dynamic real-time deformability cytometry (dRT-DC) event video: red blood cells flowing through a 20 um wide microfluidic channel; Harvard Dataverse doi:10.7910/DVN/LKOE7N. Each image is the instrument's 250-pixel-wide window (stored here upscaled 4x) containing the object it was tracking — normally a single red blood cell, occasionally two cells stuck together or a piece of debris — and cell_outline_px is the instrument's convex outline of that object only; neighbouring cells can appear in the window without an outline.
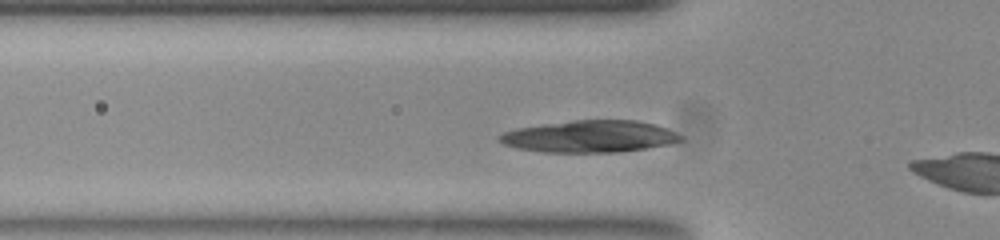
{"species": "common noctule bat (a hibernating species)", "species_latin": "Nyctalus noctula", "temperature_condition": "room temperature", "stored_images_in_passage": 11, "camera_frame_rate_fps": 3000, "um_per_image_px": 0.085, "animal": {"sex": "female", "body_mass_g": 23.0, "forearm_length_mm": 53.4}, "frame": {"image": 1, "passage_image": 2, "time_ms": 0.333, "image_size_px": [1000, 240], "cell_outline_px": [[680, 140], [668, 144], [620, 152], [544, 152], [516, 148], [504, 144], [496, 140], [496, 136], [504, 132], [516, 128], [576, 120], [636, 120], [656, 124], [676, 132], [680, 136]], "centroid_in_image_um": [50.07, 11.6], "position_along_channel_um": 75.7, "area_um2": 33.52}}
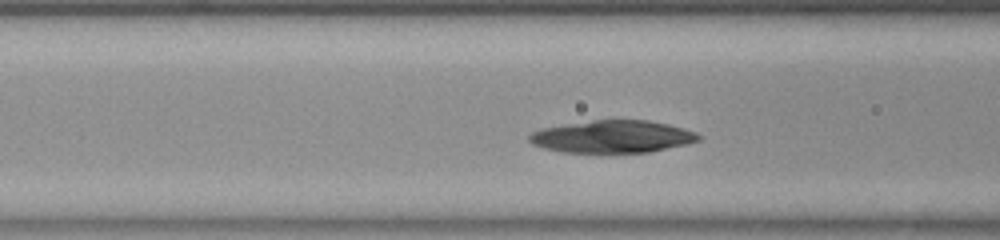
{"frame": {"image": 2, "passage_image": 5, "time_ms": 1.333, "image_size_px": [1000, 240], "cell_outline_px": [[700, 140], [684, 144], [648, 152], [612, 156], [560, 152], [544, 148], [532, 144], [528, 140], [528, 136], [532, 132], [544, 128], [592, 120], [648, 120], [668, 124], [696, 132], [700, 136]], "centroid_in_image_um": [52.01, 11.67], "position_along_channel_um": 114.6, "area_um2": 32.83}}
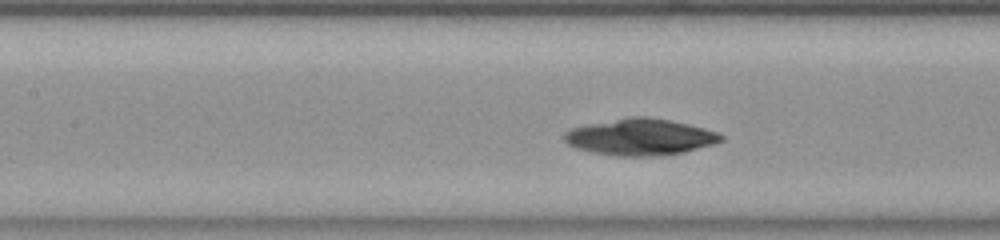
{"frame": {"image": 3, "passage_image": 8, "time_ms": 2.333, "image_size_px": [1000, 240], "cell_outline_px": [[724, 140], [712, 144], [684, 152], [656, 156], [616, 156], [592, 152], [576, 148], [568, 144], [564, 140], [564, 132], [572, 128], [628, 116], [648, 116], [688, 124], [716, 132], [724, 136]], "centroid_in_image_um": [54.4, 11.65], "position_along_channel_um": 153.0, "area_um2": 33.12}}